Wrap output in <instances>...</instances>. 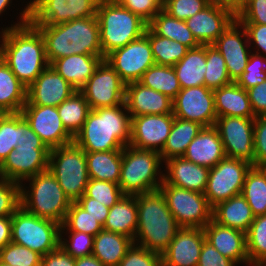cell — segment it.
Wrapping results in <instances>:
<instances>
[{
    "mask_svg": "<svg viewBox=\"0 0 266 266\" xmlns=\"http://www.w3.org/2000/svg\"><path fill=\"white\" fill-rule=\"evenodd\" d=\"M173 115L203 127L214 126L217 115L213 90L206 86L181 89L173 99Z\"/></svg>",
    "mask_w": 266,
    "mask_h": 266,
    "instance_id": "cell-16",
    "label": "cell"
},
{
    "mask_svg": "<svg viewBox=\"0 0 266 266\" xmlns=\"http://www.w3.org/2000/svg\"><path fill=\"white\" fill-rule=\"evenodd\" d=\"M50 149L47 146H16L1 164L3 179L21 184L48 169Z\"/></svg>",
    "mask_w": 266,
    "mask_h": 266,
    "instance_id": "cell-17",
    "label": "cell"
},
{
    "mask_svg": "<svg viewBox=\"0 0 266 266\" xmlns=\"http://www.w3.org/2000/svg\"><path fill=\"white\" fill-rule=\"evenodd\" d=\"M27 102V87L22 84L3 61L0 63V111L21 113Z\"/></svg>",
    "mask_w": 266,
    "mask_h": 266,
    "instance_id": "cell-34",
    "label": "cell"
},
{
    "mask_svg": "<svg viewBox=\"0 0 266 266\" xmlns=\"http://www.w3.org/2000/svg\"><path fill=\"white\" fill-rule=\"evenodd\" d=\"M0 179H2V174H1V164H0Z\"/></svg>",
    "mask_w": 266,
    "mask_h": 266,
    "instance_id": "cell-69",
    "label": "cell"
},
{
    "mask_svg": "<svg viewBox=\"0 0 266 266\" xmlns=\"http://www.w3.org/2000/svg\"><path fill=\"white\" fill-rule=\"evenodd\" d=\"M197 266H237L231 259L224 257L206 240L202 245Z\"/></svg>",
    "mask_w": 266,
    "mask_h": 266,
    "instance_id": "cell-57",
    "label": "cell"
},
{
    "mask_svg": "<svg viewBox=\"0 0 266 266\" xmlns=\"http://www.w3.org/2000/svg\"><path fill=\"white\" fill-rule=\"evenodd\" d=\"M202 128L203 126L197 122L174 117L169 136L160 152L162 161L165 162L174 157H182L188 145Z\"/></svg>",
    "mask_w": 266,
    "mask_h": 266,
    "instance_id": "cell-35",
    "label": "cell"
},
{
    "mask_svg": "<svg viewBox=\"0 0 266 266\" xmlns=\"http://www.w3.org/2000/svg\"><path fill=\"white\" fill-rule=\"evenodd\" d=\"M248 97L255 116H266V80L250 89Z\"/></svg>",
    "mask_w": 266,
    "mask_h": 266,
    "instance_id": "cell-60",
    "label": "cell"
},
{
    "mask_svg": "<svg viewBox=\"0 0 266 266\" xmlns=\"http://www.w3.org/2000/svg\"><path fill=\"white\" fill-rule=\"evenodd\" d=\"M253 165L242 159L225 156L209 170L205 197L213 208L218 203L240 195L247 172Z\"/></svg>",
    "mask_w": 266,
    "mask_h": 266,
    "instance_id": "cell-11",
    "label": "cell"
},
{
    "mask_svg": "<svg viewBox=\"0 0 266 266\" xmlns=\"http://www.w3.org/2000/svg\"><path fill=\"white\" fill-rule=\"evenodd\" d=\"M173 121V113L131 118L129 145L160 153L167 141Z\"/></svg>",
    "mask_w": 266,
    "mask_h": 266,
    "instance_id": "cell-20",
    "label": "cell"
},
{
    "mask_svg": "<svg viewBox=\"0 0 266 266\" xmlns=\"http://www.w3.org/2000/svg\"><path fill=\"white\" fill-rule=\"evenodd\" d=\"M159 190L180 227L203 229L212 220L213 208L203 193L175 187L164 181Z\"/></svg>",
    "mask_w": 266,
    "mask_h": 266,
    "instance_id": "cell-10",
    "label": "cell"
},
{
    "mask_svg": "<svg viewBox=\"0 0 266 266\" xmlns=\"http://www.w3.org/2000/svg\"><path fill=\"white\" fill-rule=\"evenodd\" d=\"M79 91L91 110L114 107L125 103L126 83L106 60H102Z\"/></svg>",
    "mask_w": 266,
    "mask_h": 266,
    "instance_id": "cell-13",
    "label": "cell"
},
{
    "mask_svg": "<svg viewBox=\"0 0 266 266\" xmlns=\"http://www.w3.org/2000/svg\"><path fill=\"white\" fill-rule=\"evenodd\" d=\"M125 104L130 118L173 113V100L139 81L126 84Z\"/></svg>",
    "mask_w": 266,
    "mask_h": 266,
    "instance_id": "cell-23",
    "label": "cell"
},
{
    "mask_svg": "<svg viewBox=\"0 0 266 266\" xmlns=\"http://www.w3.org/2000/svg\"><path fill=\"white\" fill-rule=\"evenodd\" d=\"M136 204L138 226L134 244L161 254L181 227L160 190L137 194Z\"/></svg>",
    "mask_w": 266,
    "mask_h": 266,
    "instance_id": "cell-4",
    "label": "cell"
},
{
    "mask_svg": "<svg viewBox=\"0 0 266 266\" xmlns=\"http://www.w3.org/2000/svg\"><path fill=\"white\" fill-rule=\"evenodd\" d=\"M241 194L254 216L266 214V171L263 167L252 166L250 168Z\"/></svg>",
    "mask_w": 266,
    "mask_h": 266,
    "instance_id": "cell-38",
    "label": "cell"
},
{
    "mask_svg": "<svg viewBox=\"0 0 266 266\" xmlns=\"http://www.w3.org/2000/svg\"><path fill=\"white\" fill-rule=\"evenodd\" d=\"M182 157L209 169L216 166L225 157L217 128L215 126L203 127L188 145Z\"/></svg>",
    "mask_w": 266,
    "mask_h": 266,
    "instance_id": "cell-27",
    "label": "cell"
},
{
    "mask_svg": "<svg viewBox=\"0 0 266 266\" xmlns=\"http://www.w3.org/2000/svg\"><path fill=\"white\" fill-rule=\"evenodd\" d=\"M125 194L118 183L104 180L89 179L85 192L82 196L96 199L99 203L111 208Z\"/></svg>",
    "mask_w": 266,
    "mask_h": 266,
    "instance_id": "cell-46",
    "label": "cell"
},
{
    "mask_svg": "<svg viewBox=\"0 0 266 266\" xmlns=\"http://www.w3.org/2000/svg\"><path fill=\"white\" fill-rule=\"evenodd\" d=\"M164 162L159 152L127 145L122 149L119 187L125 195L157 191L163 182Z\"/></svg>",
    "mask_w": 266,
    "mask_h": 266,
    "instance_id": "cell-7",
    "label": "cell"
},
{
    "mask_svg": "<svg viewBox=\"0 0 266 266\" xmlns=\"http://www.w3.org/2000/svg\"><path fill=\"white\" fill-rule=\"evenodd\" d=\"M254 217L242 194L218 203L212 210V219L215 222L244 233H247Z\"/></svg>",
    "mask_w": 266,
    "mask_h": 266,
    "instance_id": "cell-30",
    "label": "cell"
},
{
    "mask_svg": "<svg viewBox=\"0 0 266 266\" xmlns=\"http://www.w3.org/2000/svg\"><path fill=\"white\" fill-rule=\"evenodd\" d=\"M103 226L76 202H71L60 231H76L96 236Z\"/></svg>",
    "mask_w": 266,
    "mask_h": 266,
    "instance_id": "cell-44",
    "label": "cell"
},
{
    "mask_svg": "<svg viewBox=\"0 0 266 266\" xmlns=\"http://www.w3.org/2000/svg\"><path fill=\"white\" fill-rule=\"evenodd\" d=\"M136 195H124L109 210L103 229L134 240L138 226Z\"/></svg>",
    "mask_w": 266,
    "mask_h": 266,
    "instance_id": "cell-31",
    "label": "cell"
},
{
    "mask_svg": "<svg viewBox=\"0 0 266 266\" xmlns=\"http://www.w3.org/2000/svg\"><path fill=\"white\" fill-rule=\"evenodd\" d=\"M242 26L246 30L251 51L266 58V25L242 24Z\"/></svg>",
    "mask_w": 266,
    "mask_h": 266,
    "instance_id": "cell-56",
    "label": "cell"
},
{
    "mask_svg": "<svg viewBox=\"0 0 266 266\" xmlns=\"http://www.w3.org/2000/svg\"><path fill=\"white\" fill-rule=\"evenodd\" d=\"M163 170V181L166 184L204 194L209 168L197 165L183 157H174L164 162Z\"/></svg>",
    "mask_w": 266,
    "mask_h": 266,
    "instance_id": "cell-26",
    "label": "cell"
},
{
    "mask_svg": "<svg viewBox=\"0 0 266 266\" xmlns=\"http://www.w3.org/2000/svg\"><path fill=\"white\" fill-rule=\"evenodd\" d=\"M209 4L229 11L236 18L243 11L246 0H209Z\"/></svg>",
    "mask_w": 266,
    "mask_h": 266,
    "instance_id": "cell-62",
    "label": "cell"
},
{
    "mask_svg": "<svg viewBox=\"0 0 266 266\" xmlns=\"http://www.w3.org/2000/svg\"><path fill=\"white\" fill-rule=\"evenodd\" d=\"M205 240L203 229L181 227L161 253L162 266H197Z\"/></svg>",
    "mask_w": 266,
    "mask_h": 266,
    "instance_id": "cell-22",
    "label": "cell"
},
{
    "mask_svg": "<svg viewBox=\"0 0 266 266\" xmlns=\"http://www.w3.org/2000/svg\"><path fill=\"white\" fill-rule=\"evenodd\" d=\"M21 114L49 149L73 143L74 137L65 129L57 107L24 105Z\"/></svg>",
    "mask_w": 266,
    "mask_h": 266,
    "instance_id": "cell-18",
    "label": "cell"
},
{
    "mask_svg": "<svg viewBox=\"0 0 266 266\" xmlns=\"http://www.w3.org/2000/svg\"><path fill=\"white\" fill-rule=\"evenodd\" d=\"M254 120L237 116L217 117L215 127L225 156L248 161L254 166Z\"/></svg>",
    "mask_w": 266,
    "mask_h": 266,
    "instance_id": "cell-15",
    "label": "cell"
},
{
    "mask_svg": "<svg viewBox=\"0 0 266 266\" xmlns=\"http://www.w3.org/2000/svg\"><path fill=\"white\" fill-rule=\"evenodd\" d=\"M209 5V0H169L162 9L170 16L186 21Z\"/></svg>",
    "mask_w": 266,
    "mask_h": 266,
    "instance_id": "cell-51",
    "label": "cell"
},
{
    "mask_svg": "<svg viewBox=\"0 0 266 266\" xmlns=\"http://www.w3.org/2000/svg\"><path fill=\"white\" fill-rule=\"evenodd\" d=\"M254 166L266 164V116H256L254 120Z\"/></svg>",
    "mask_w": 266,
    "mask_h": 266,
    "instance_id": "cell-53",
    "label": "cell"
},
{
    "mask_svg": "<svg viewBox=\"0 0 266 266\" xmlns=\"http://www.w3.org/2000/svg\"><path fill=\"white\" fill-rule=\"evenodd\" d=\"M266 80V58L263 55L251 53L244 72L235 81L247 90Z\"/></svg>",
    "mask_w": 266,
    "mask_h": 266,
    "instance_id": "cell-49",
    "label": "cell"
},
{
    "mask_svg": "<svg viewBox=\"0 0 266 266\" xmlns=\"http://www.w3.org/2000/svg\"><path fill=\"white\" fill-rule=\"evenodd\" d=\"M131 118L126 104L91 110L73 142L85 152L122 150L130 142Z\"/></svg>",
    "mask_w": 266,
    "mask_h": 266,
    "instance_id": "cell-2",
    "label": "cell"
},
{
    "mask_svg": "<svg viewBox=\"0 0 266 266\" xmlns=\"http://www.w3.org/2000/svg\"><path fill=\"white\" fill-rule=\"evenodd\" d=\"M41 266H75V258L59 246L42 256Z\"/></svg>",
    "mask_w": 266,
    "mask_h": 266,
    "instance_id": "cell-61",
    "label": "cell"
},
{
    "mask_svg": "<svg viewBox=\"0 0 266 266\" xmlns=\"http://www.w3.org/2000/svg\"><path fill=\"white\" fill-rule=\"evenodd\" d=\"M117 266H162V256L133 244Z\"/></svg>",
    "mask_w": 266,
    "mask_h": 266,
    "instance_id": "cell-52",
    "label": "cell"
},
{
    "mask_svg": "<svg viewBox=\"0 0 266 266\" xmlns=\"http://www.w3.org/2000/svg\"><path fill=\"white\" fill-rule=\"evenodd\" d=\"M249 266L266 265V214L255 216L246 233Z\"/></svg>",
    "mask_w": 266,
    "mask_h": 266,
    "instance_id": "cell-42",
    "label": "cell"
},
{
    "mask_svg": "<svg viewBox=\"0 0 266 266\" xmlns=\"http://www.w3.org/2000/svg\"><path fill=\"white\" fill-rule=\"evenodd\" d=\"M86 160L90 179L119 182L122 150L86 152Z\"/></svg>",
    "mask_w": 266,
    "mask_h": 266,
    "instance_id": "cell-37",
    "label": "cell"
},
{
    "mask_svg": "<svg viewBox=\"0 0 266 266\" xmlns=\"http://www.w3.org/2000/svg\"><path fill=\"white\" fill-rule=\"evenodd\" d=\"M133 244L126 235L102 229L94 236L92 255L105 266H117Z\"/></svg>",
    "mask_w": 266,
    "mask_h": 266,
    "instance_id": "cell-32",
    "label": "cell"
},
{
    "mask_svg": "<svg viewBox=\"0 0 266 266\" xmlns=\"http://www.w3.org/2000/svg\"><path fill=\"white\" fill-rule=\"evenodd\" d=\"M57 111L65 129L75 137L84 125L91 109L84 95L80 91H75L57 106Z\"/></svg>",
    "mask_w": 266,
    "mask_h": 266,
    "instance_id": "cell-39",
    "label": "cell"
},
{
    "mask_svg": "<svg viewBox=\"0 0 266 266\" xmlns=\"http://www.w3.org/2000/svg\"><path fill=\"white\" fill-rule=\"evenodd\" d=\"M11 3L13 4V0H0V18L3 17V14H7V10L9 11L10 7L13 8Z\"/></svg>",
    "mask_w": 266,
    "mask_h": 266,
    "instance_id": "cell-65",
    "label": "cell"
},
{
    "mask_svg": "<svg viewBox=\"0 0 266 266\" xmlns=\"http://www.w3.org/2000/svg\"><path fill=\"white\" fill-rule=\"evenodd\" d=\"M163 7L169 0H156Z\"/></svg>",
    "mask_w": 266,
    "mask_h": 266,
    "instance_id": "cell-67",
    "label": "cell"
},
{
    "mask_svg": "<svg viewBox=\"0 0 266 266\" xmlns=\"http://www.w3.org/2000/svg\"><path fill=\"white\" fill-rule=\"evenodd\" d=\"M26 5V6H25ZM4 30V62L27 88L49 65L40 31L29 21V0Z\"/></svg>",
    "mask_w": 266,
    "mask_h": 266,
    "instance_id": "cell-1",
    "label": "cell"
},
{
    "mask_svg": "<svg viewBox=\"0 0 266 266\" xmlns=\"http://www.w3.org/2000/svg\"><path fill=\"white\" fill-rule=\"evenodd\" d=\"M96 17L103 57L145 34L148 23L116 0H99Z\"/></svg>",
    "mask_w": 266,
    "mask_h": 266,
    "instance_id": "cell-5",
    "label": "cell"
},
{
    "mask_svg": "<svg viewBox=\"0 0 266 266\" xmlns=\"http://www.w3.org/2000/svg\"><path fill=\"white\" fill-rule=\"evenodd\" d=\"M94 236L76 231H60V247L73 258L92 255Z\"/></svg>",
    "mask_w": 266,
    "mask_h": 266,
    "instance_id": "cell-45",
    "label": "cell"
},
{
    "mask_svg": "<svg viewBox=\"0 0 266 266\" xmlns=\"http://www.w3.org/2000/svg\"><path fill=\"white\" fill-rule=\"evenodd\" d=\"M99 0H30L29 21L33 25H58L96 16Z\"/></svg>",
    "mask_w": 266,
    "mask_h": 266,
    "instance_id": "cell-12",
    "label": "cell"
},
{
    "mask_svg": "<svg viewBox=\"0 0 266 266\" xmlns=\"http://www.w3.org/2000/svg\"><path fill=\"white\" fill-rule=\"evenodd\" d=\"M12 216L0 217V250L11 242Z\"/></svg>",
    "mask_w": 266,
    "mask_h": 266,
    "instance_id": "cell-63",
    "label": "cell"
},
{
    "mask_svg": "<svg viewBox=\"0 0 266 266\" xmlns=\"http://www.w3.org/2000/svg\"><path fill=\"white\" fill-rule=\"evenodd\" d=\"M149 39L155 64L173 67L189 50L180 42L156 35L149 27L145 31Z\"/></svg>",
    "mask_w": 266,
    "mask_h": 266,
    "instance_id": "cell-41",
    "label": "cell"
},
{
    "mask_svg": "<svg viewBox=\"0 0 266 266\" xmlns=\"http://www.w3.org/2000/svg\"><path fill=\"white\" fill-rule=\"evenodd\" d=\"M212 46L225 59L228 75L235 82L244 72L252 53L245 28L235 19Z\"/></svg>",
    "mask_w": 266,
    "mask_h": 266,
    "instance_id": "cell-19",
    "label": "cell"
},
{
    "mask_svg": "<svg viewBox=\"0 0 266 266\" xmlns=\"http://www.w3.org/2000/svg\"><path fill=\"white\" fill-rule=\"evenodd\" d=\"M61 224L40 218L20 206L12 215L11 242L45 256L60 246Z\"/></svg>",
    "mask_w": 266,
    "mask_h": 266,
    "instance_id": "cell-9",
    "label": "cell"
},
{
    "mask_svg": "<svg viewBox=\"0 0 266 266\" xmlns=\"http://www.w3.org/2000/svg\"><path fill=\"white\" fill-rule=\"evenodd\" d=\"M75 266H105L94 255L80 257L75 259Z\"/></svg>",
    "mask_w": 266,
    "mask_h": 266,
    "instance_id": "cell-64",
    "label": "cell"
},
{
    "mask_svg": "<svg viewBox=\"0 0 266 266\" xmlns=\"http://www.w3.org/2000/svg\"><path fill=\"white\" fill-rule=\"evenodd\" d=\"M18 113H4L0 117V164L17 146Z\"/></svg>",
    "mask_w": 266,
    "mask_h": 266,
    "instance_id": "cell-48",
    "label": "cell"
},
{
    "mask_svg": "<svg viewBox=\"0 0 266 266\" xmlns=\"http://www.w3.org/2000/svg\"><path fill=\"white\" fill-rule=\"evenodd\" d=\"M105 60L126 84L139 81L146 70L155 64L151 45L145 34L112 51Z\"/></svg>",
    "mask_w": 266,
    "mask_h": 266,
    "instance_id": "cell-14",
    "label": "cell"
},
{
    "mask_svg": "<svg viewBox=\"0 0 266 266\" xmlns=\"http://www.w3.org/2000/svg\"><path fill=\"white\" fill-rule=\"evenodd\" d=\"M101 61L99 56L76 54L54 60L50 65L79 91L93 75Z\"/></svg>",
    "mask_w": 266,
    "mask_h": 266,
    "instance_id": "cell-28",
    "label": "cell"
},
{
    "mask_svg": "<svg viewBox=\"0 0 266 266\" xmlns=\"http://www.w3.org/2000/svg\"><path fill=\"white\" fill-rule=\"evenodd\" d=\"M217 117L255 118L247 90L232 82L213 90Z\"/></svg>",
    "mask_w": 266,
    "mask_h": 266,
    "instance_id": "cell-29",
    "label": "cell"
},
{
    "mask_svg": "<svg viewBox=\"0 0 266 266\" xmlns=\"http://www.w3.org/2000/svg\"><path fill=\"white\" fill-rule=\"evenodd\" d=\"M0 266H11V265H7V264L0 262Z\"/></svg>",
    "mask_w": 266,
    "mask_h": 266,
    "instance_id": "cell-68",
    "label": "cell"
},
{
    "mask_svg": "<svg viewBox=\"0 0 266 266\" xmlns=\"http://www.w3.org/2000/svg\"><path fill=\"white\" fill-rule=\"evenodd\" d=\"M48 170L71 202H76L84 194L90 179L86 152L74 142L50 149Z\"/></svg>",
    "mask_w": 266,
    "mask_h": 266,
    "instance_id": "cell-8",
    "label": "cell"
},
{
    "mask_svg": "<svg viewBox=\"0 0 266 266\" xmlns=\"http://www.w3.org/2000/svg\"><path fill=\"white\" fill-rule=\"evenodd\" d=\"M236 19L241 24L266 25V0H246L243 11Z\"/></svg>",
    "mask_w": 266,
    "mask_h": 266,
    "instance_id": "cell-54",
    "label": "cell"
},
{
    "mask_svg": "<svg viewBox=\"0 0 266 266\" xmlns=\"http://www.w3.org/2000/svg\"><path fill=\"white\" fill-rule=\"evenodd\" d=\"M126 9L140 16L149 23L153 17L162 9L156 0H116Z\"/></svg>",
    "mask_w": 266,
    "mask_h": 266,
    "instance_id": "cell-55",
    "label": "cell"
},
{
    "mask_svg": "<svg viewBox=\"0 0 266 266\" xmlns=\"http://www.w3.org/2000/svg\"><path fill=\"white\" fill-rule=\"evenodd\" d=\"M4 60V30H0V63Z\"/></svg>",
    "mask_w": 266,
    "mask_h": 266,
    "instance_id": "cell-66",
    "label": "cell"
},
{
    "mask_svg": "<svg viewBox=\"0 0 266 266\" xmlns=\"http://www.w3.org/2000/svg\"><path fill=\"white\" fill-rule=\"evenodd\" d=\"M203 230L206 241L216 248L220 254L231 259L237 266H242V264L249 266L246 233L222 226L213 219Z\"/></svg>",
    "mask_w": 266,
    "mask_h": 266,
    "instance_id": "cell-24",
    "label": "cell"
},
{
    "mask_svg": "<svg viewBox=\"0 0 266 266\" xmlns=\"http://www.w3.org/2000/svg\"><path fill=\"white\" fill-rule=\"evenodd\" d=\"M0 262L11 266H41L42 255L10 242L0 250Z\"/></svg>",
    "mask_w": 266,
    "mask_h": 266,
    "instance_id": "cell-47",
    "label": "cell"
},
{
    "mask_svg": "<svg viewBox=\"0 0 266 266\" xmlns=\"http://www.w3.org/2000/svg\"><path fill=\"white\" fill-rule=\"evenodd\" d=\"M139 82L172 100L181 90L174 67L171 66L154 64L146 70Z\"/></svg>",
    "mask_w": 266,
    "mask_h": 266,
    "instance_id": "cell-40",
    "label": "cell"
},
{
    "mask_svg": "<svg viewBox=\"0 0 266 266\" xmlns=\"http://www.w3.org/2000/svg\"><path fill=\"white\" fill-rule=\"evenodd\" d=\"M173 67L181 89L205 86L206 45L189 49L186 55Z\"/></svg>",
    "mask_w": 266,
    "mask_h": 266,
    "instance_id": "cell-33",
    "label": "cell"
},
{
    "mask_svg": "<svg viewBox=\"0 0 266 266\" xmlns=\"http://www.w3.org/2000/svg\"><path fill=\"white\" fill-rule=\"evenodd\" d=\"M205 86L212 90L223 87L233 81L228 75L225 59L212 45H206Z\"/></svg>",
    "mask_w": 266,
    "mask_h": 266,
    "instance_id": "cell-43",
    "label": "cell"
},
{
    "mask_svg": "<svg viewBox=\"0 0 266 266\" xmlns=\"http://www.w3.org/2000/svg\"><path fill=\"white\" fill-rule=\"evenodd\" d=\"M18 146H46L40 137L31 129L21 113H18Z\"/></svg>",
    "mask_w": 266,
    "mask_h": 266,
    "instance_id": "cell-58",
    "label": "cell"
},
{
    "mask_svg": "<svg viewBox=\"0 0 266 266\" xmlns=\"http://www.w3.org/2000/svg\"><path fill=\"white\" fill-rule=\"evenodd\" d=\"M76 203L88 212L89 215L95 218L102 226L104 225L110 208L88 196H81Z\"/></svg>",
    "mask_w": 266,
    "mask_h": 266,
    "instance_id": "cell-59",
    "label": "cell"
},
{
    "mask_svg": "<svg viewBox=\"0 0 266 266\" xmlns=\"http://www.w3.org/2000/svg\"><path fill=\"white\" fill-rule=\"evenodd\" d=\"M20 206V184L0 179V217L12 216Z\"/></svg>",
    "mask_w": 266,
    "mask_h": 266,
    "instance_id": "cell-50",
    "label": "cell"
},
{
    "mask_svg": "<svg viewBox=\"0 0 266 266\" xmlns=\"http://www.w3.org/2000/svg\"><path fill=\"white\" fill-rule=\"evenodd\" d=\"M45 43L49 65L57 59L76 54L99 56L105 60L100 43L96 16L72 20L58 25H34Z\"/></svg>",
    "mask_w": 266,
    "mask_h": 266,
    "instance_id": "cell-3",
    "label": "cell"
},
{
    "mask_svg": "<svg viewBox=\"0 0 266 266\" xmlns=\"http://www.w3.org/2000/svg\"><path fill=\"white\" fill-rule=\"evenodd\" d=\"M235 19L229 11L209 4L186 23L200 45H212Z\"/></svg>",
    "mask_w": 266,
    "mask_h": 266,
    "instance_id": "cell-25",
    "label": "cell"
},
{
    "mask_svg": "<svg viewBox=\"0 0 266 266\" xmlns=\"http://www.w3.org/2000/svg\"><path fill=\"white\" fill-rule=\"evenodd\" d=\"M75 91L77 90L48 65L27 88L25 105L57 107Z\"/></svg>",
    "mask_w": 266,
    "mask_h": 266,
    "instance_id": "cell-21",
    "label": "cell"
},
{
    "mask_svg": "<svg viewBox=\"0 0 266 266\" xmlns=\"http://www.w3.org/2000/svg\"><path fill=\"white\" fill-rule=\"evenodd\" d=\"M20 201L26 211L61 225L71 204L48 169L20 184Z\"/></svg>",
    "mask_w": 266,
    "mask_h": 266,
    "instance_id": "cell-6",
    "label": "cell"
},
{
    "mask_svg": "<svg viewBox=\"0 0 266 266\" xmlns=\"http://www.w3.org/2000/svg\"><path fill=\"white\" fill-rule=\"evenodd\" d=\"M148 27L156 35L180 42L189 49L200 46L191 30L188 28L186 21L178 20L170 16L163 9L153 17L148 23Z\"/></svg>",
    "mask_w": 266,
    "mask_h": 266,
    "instance_id": "cell-36",
    "label": "cell"
}]
</instances>
